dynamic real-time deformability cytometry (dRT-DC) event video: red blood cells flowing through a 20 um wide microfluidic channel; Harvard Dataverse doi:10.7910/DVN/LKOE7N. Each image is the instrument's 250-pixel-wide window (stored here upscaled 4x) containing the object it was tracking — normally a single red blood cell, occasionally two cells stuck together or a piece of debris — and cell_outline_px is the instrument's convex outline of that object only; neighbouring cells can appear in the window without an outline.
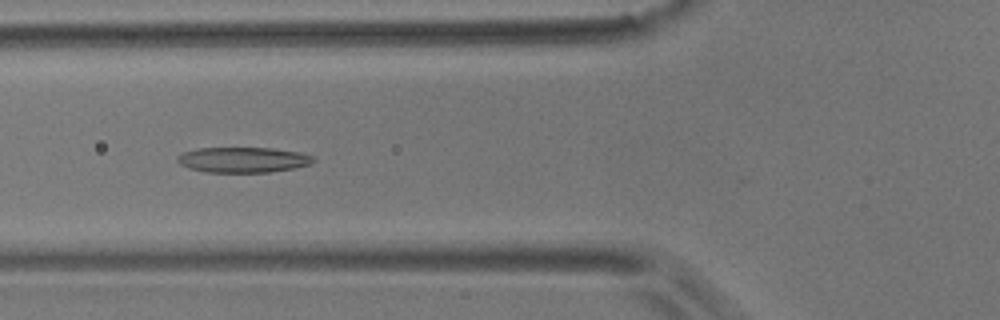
{"species": "common noctule bat (a hibernating species)", "species_latin": "Nyctalus noctula", "temperature_condition": "room temperature", "stored_images_in_passage": 54, "camera_frame_rate_fps": 3000, "um_per_image_px": 0.085, "animal": {"sex": "male", "body_mass_g": 17.9}, "frame": {"image": 1, "passage_image": 18, "time_ms": 5.667, "image_size_px": [1000, 320], "cell_outline_px": [[316, 160], [308, 164], [292, 168], [268, 172], [204, 172], [188, 168], [180, 164], [176, 160], [176, 156], [184, 152], [196, 148], [272, 148], [300, 152], [312, 156]], "centroid_in_image_um": [20.6, 13.58], "position_along_channel_um": 105.2, "area_um2": 20.06}}
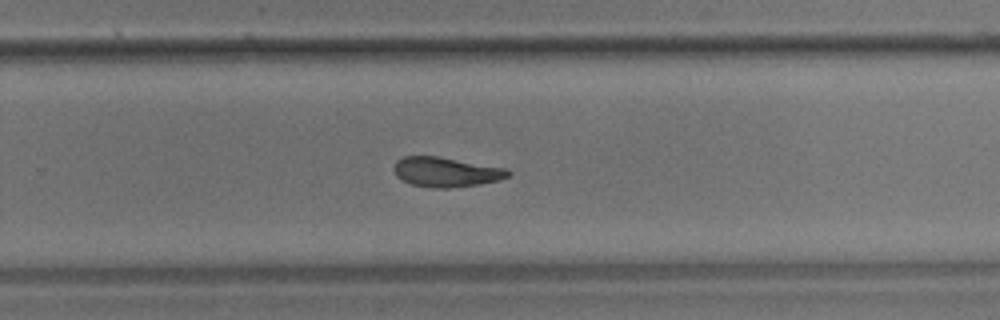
{"frame": {"image": 2, "passage_image": 34, "time_ms": 11.0, "image_size_px": [1000, 320], "cell_outline_px": [[512, 172], [508, 176], [500, 180], [452, 188], [436, 188], [412, 184], [396, 176], [392, 168], [396, 160], [404, 156], [440, 156], [508, 168]], "centroid_in_image_um": [37.92, 14.6], "position_along_channel_um": 291.9, "area_um2": 19.94}}
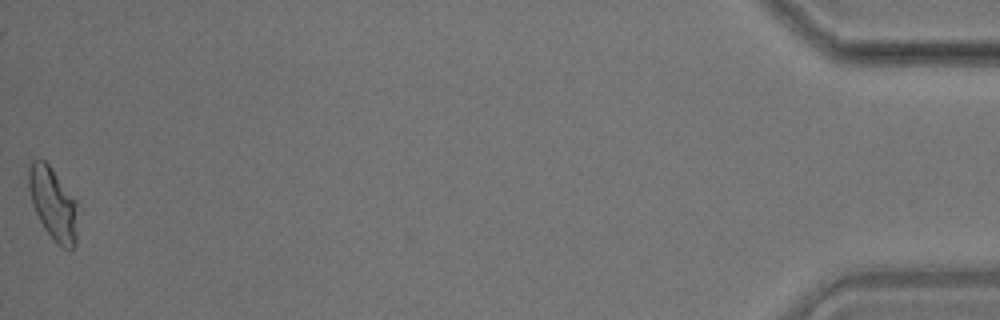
{"frame": {"image": 3, "passage_image": 54, "time_ms": 17.667, "image_size_px": [1000, 320], "cell_outline_px": [[80, 204], [76, 244], [72, 248], [64, 248], [56, 244], [44, 228], [32, 204], [28, 188], [28, 168], [32, 160], [44, 160], [52, 168]], "centroid_in_image_um": [4.56, 17.33], "position_along_channel_um": 430.6, "area_um2": 21.27}, "authors_computed_cell_mechanics": {"area_um2": 20.4901, "velocity_mm_per_s": 3.5066, "shape_relaxation_time_tau1_ms": 8.6997, "shape_relaxation_time_tau2_ms": 4.6086, "deformation_change_tau1": 0.1841, "deformation_change_tau2": 0.1249}}